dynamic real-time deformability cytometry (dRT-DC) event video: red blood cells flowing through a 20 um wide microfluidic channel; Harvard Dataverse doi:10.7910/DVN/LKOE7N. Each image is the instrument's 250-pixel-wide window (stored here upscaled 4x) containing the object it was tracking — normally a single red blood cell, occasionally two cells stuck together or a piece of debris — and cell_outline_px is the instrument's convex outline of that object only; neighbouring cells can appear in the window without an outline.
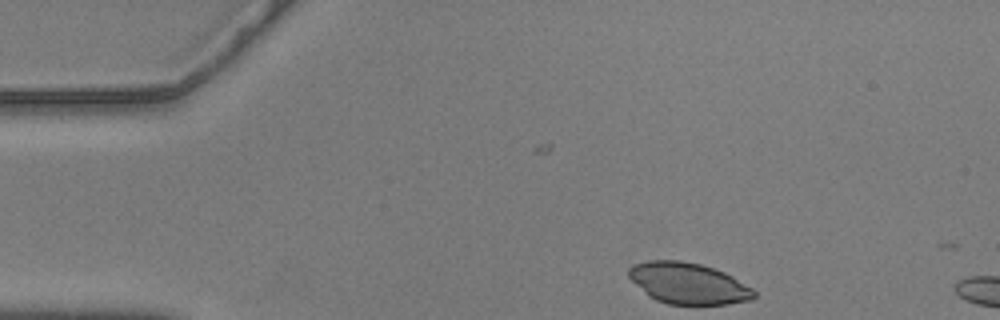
{"species": "common noctule bat (a hibernating species)", "species_latin": "Nyctalus noctula", "temperature_condition": "warm", "stored_images_in_passage": 3, "camera_frame_rate_fps": 3000, "um_per_image_px": 0.085, "animal": {"sex": "male", "body_mass_g": 20.5, "forearm_length_mm": 52.5}, "frame": {"image": 1, "passage_image": 3, "time_ms": 0.667, "image_size_px": [1000, 320], "cell_outline_px": [[756, 296], [752, 300], [728, 304], [668, 304], [656, 300], [648, 296], [628, 276], [628, 268], [632, 264], [648, 260], [680, 260], [700, 264], [724, 272], [732, 276], [752, 288], [756, 292]], "centroid_in_image_um": [58.49, 24.08], "position_along_channel_um": 26.5, "area_um2": 30.11}}